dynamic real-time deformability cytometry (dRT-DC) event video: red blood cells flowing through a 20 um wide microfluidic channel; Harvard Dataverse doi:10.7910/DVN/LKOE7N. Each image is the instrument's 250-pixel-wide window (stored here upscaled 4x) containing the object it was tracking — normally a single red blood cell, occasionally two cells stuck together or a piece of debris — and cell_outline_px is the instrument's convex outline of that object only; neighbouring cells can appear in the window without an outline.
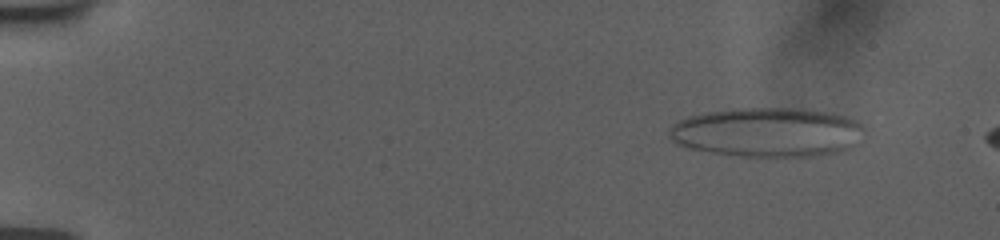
{"species": "human", "species_latin": "Homo sapiens", "temperature_condition": "room temperature", "stored_images_in_passage": 11, "camera_frame_rate_fps": 3000, "um_per_image_px": 0.085, "donor": {"sex": "female"}, "frame": {"image": 1, "passage_image": 1, "time_ms": 0.0, "image_size_px": [1000, 240], "cell_outline_px": [[864, 132], [848, 148], [836, 152], [812, 156], [744, 156], [716, 152], [692, 148], [680, 144], [672, 140], [672, 128], [680, 120], [688, 116], [708, 112], [736, 108], [792, 108], [832, 112], [856, 120], [864, 128]], "centroid_in_image_um": [65.28, 11.22], "position_along_channel_um": 19.7, "area_um2": 55.08}}